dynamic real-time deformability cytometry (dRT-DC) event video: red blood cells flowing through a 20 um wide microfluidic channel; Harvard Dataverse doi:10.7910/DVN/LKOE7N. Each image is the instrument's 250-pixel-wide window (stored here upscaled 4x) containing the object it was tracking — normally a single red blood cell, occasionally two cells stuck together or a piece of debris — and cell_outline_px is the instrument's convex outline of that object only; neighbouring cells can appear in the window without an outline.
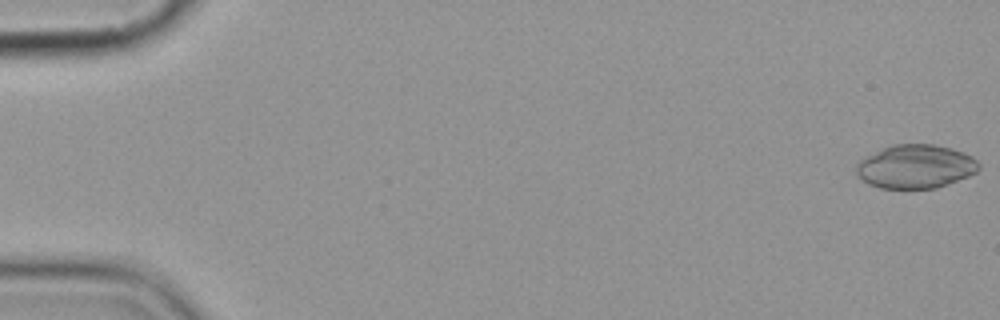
{"species": "common noctule bat (a hibernating species)", "species_latin": "Nyctalus noctula", "temperature_condition": "cold", "stored_images_in_passage": 6, "camera_frame_rate_fps": 3000, "um_per_image_px": 0.085, "animal": {"sex": "female", "body_mass_g": 19.9}, "frame": {"image": 1, "passage_image": 1, "time_ms": 0.0, "image_size_px": [1000, 320], "cell_outline_px": [[980, 168], [976, 172], [968, 176], [936, 188], [880, 188], [868, 184], [856, 176], [856, 164], [860, 160], [892, 144], [936, 144], [952, 148], [964, 152], [972, 156], [980, 164]], "centroid_in_image_um": [77.83, 14.15], "position_along_channel_um": 7.2, "area_um2": 31.21}}